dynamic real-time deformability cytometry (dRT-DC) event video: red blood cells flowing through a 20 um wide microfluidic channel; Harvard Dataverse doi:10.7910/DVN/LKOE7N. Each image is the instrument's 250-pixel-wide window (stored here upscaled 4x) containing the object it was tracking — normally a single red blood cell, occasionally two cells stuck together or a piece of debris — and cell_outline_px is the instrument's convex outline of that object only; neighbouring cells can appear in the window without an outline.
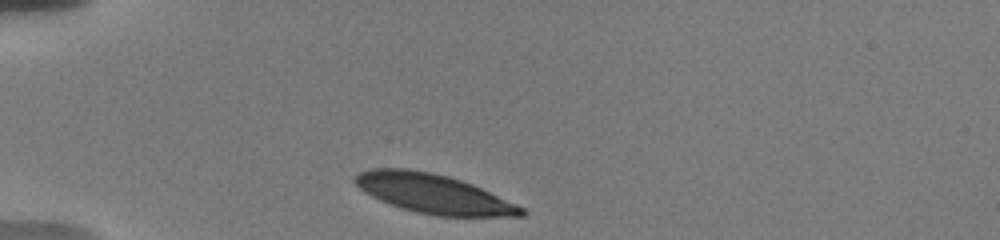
{"species": "human", "species_latin": "Homo sapiens", "temperature_condition": "warm", "stored_images_in_passage": 21, "camera_frame_rate_fps": 3000, "um_per_image_px": 0.085, "donor": {"sex": "male"}, "frame": {"image": 1, "passage_image": 1, "time_ms": 0.0, "image_size_px": [1000, 240], "cell_outline_px": [[528, 212], [524, 216], [436, 216], [416, 212], [380, 200], [364, 192], [352, 180], [360, 172], [372, 168], [408, 168], [432, 172], [448, 176], [472, 184], [516, 204], [524, 208]], "centroid_in_image_um": [36.85, 16.46], "position_along_channel_um": 48.2, "area_um2": 37.74}}
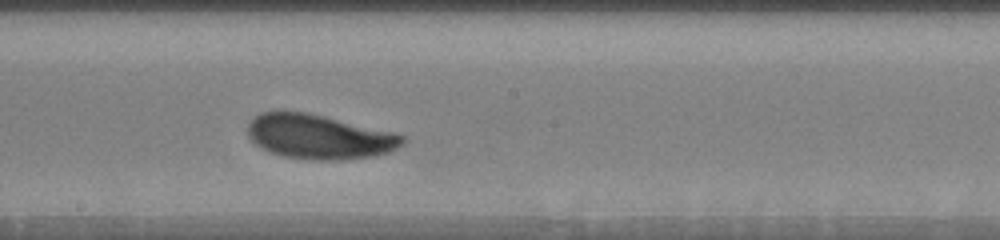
{"frame": {"image": 2, "passage_image": 10, "time_ms": 5.667, "image_size_px": [1000, 240], "cell_outline_px": [[408, 140], [404, 144], [388, 152], [372, 156], [340, 160], [312, 160], [284, 156], [268, 152], [256, 144], [248, 136], [248, 124], [260, 112], [276, 108], [280, 108], [308, 112], [392, 132], [404, 136]], "centroid_in_image_um": [27.07, 11.59], "position_along_channel_um": 221.1, "area_um2": 40.63}}
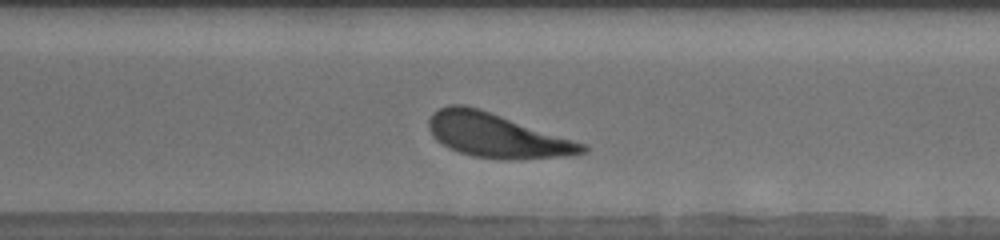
{"frame": {"image": 3, "passage_image": 16, "time_ms": 8.667, "image_size_px": [1000, 240], "cell_outline_px": [[588, 152], [564, 156], [516, 160], [472, 156], [448, 148], [436, 140], [432, 136], [428, 128], [428, 120], [432, 112], [448, 104], [464, 104], [480, 108], [588, 144]], "centroid_in_image_um": [42.23, 11.5], "position_along_channel_um": 328.4, "area_um2": 39.94}, "authors_computed_cell_mechanics": {"area_um2": 39.9398, "velocity_mm_per_s": 3.5875, "shape_relaxation_time_tau1_ms": 2.7973, "shape_relaxation_time_tau2_ms": null, "deformation_change_tau1": 0.1365, "deformation_change_tau2": null}}